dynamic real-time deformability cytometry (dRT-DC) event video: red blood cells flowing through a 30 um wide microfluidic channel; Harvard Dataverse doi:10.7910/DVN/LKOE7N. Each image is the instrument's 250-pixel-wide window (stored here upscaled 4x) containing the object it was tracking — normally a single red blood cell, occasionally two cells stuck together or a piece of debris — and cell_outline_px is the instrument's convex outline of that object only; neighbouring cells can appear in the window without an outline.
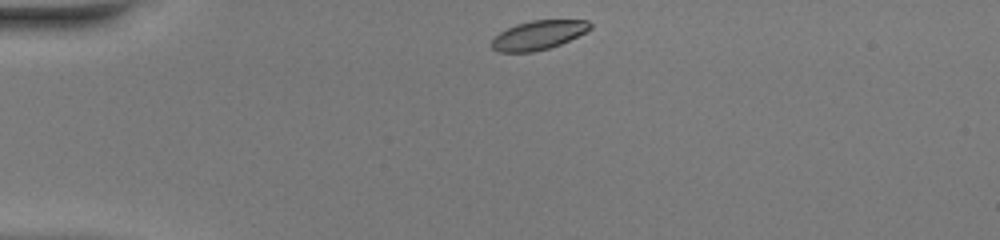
{"species": "common noctule bat (a hibernating species)", "species_latin": "Nyctalus noctula", "temperature_condition": "warm", "stored_images_in_passage": 40, "camera_frame_rate_fps": 3000, "um_per_image_px": 0.085, "animal": {"sex": "female", "body_mass_g": 20.0, "forearm_length_mm": 54.0}, "frame": {"image": 1, "passage_image": 1, "time_ms": 0.0, "image_size_px": [1000, 240], "cell_outline_px": [[592, 28], [560, 44], [548, 48], [532, 52], [496, 52], [492, 48], [492, 40], [500, 32], [516, 24], [532, 20], [588, 20], [592, 24]], "centroid_in_image_um": [45.75, 2.98], "position_along_channel_um": 39.3, "area_um2": 16.47}}
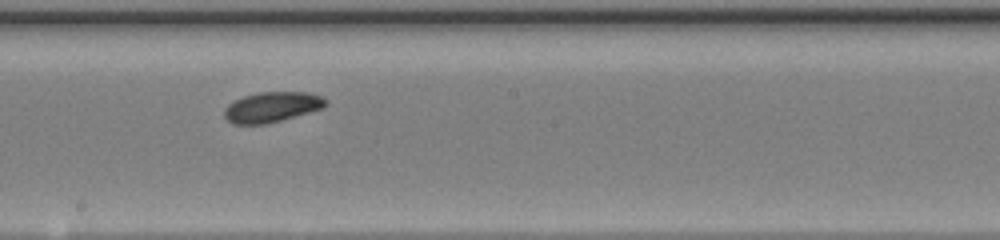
{"frame": {"image": 2, "passage_image": 18, "time_ms": 5.667, "image_size_px": [1000, 240], "cell_outline_px": [[328, 104], [324, 108], [280, 120], [264, 124], [232, 124], [224, 116], [224, 108], [228, 104], [244, 96], [260, 92], [308, 92], [320, 96], [328, 100]], "centroid_in_image_um": [23.13, 9.09], "position_along_channel_um": 225.1, "area_um2": 17.8}}
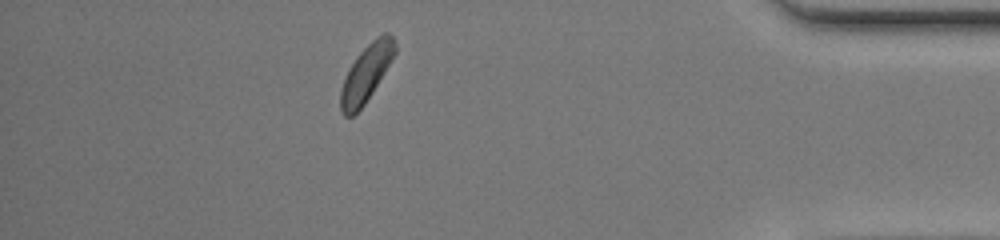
{"frame": {"image": 3, "passage_image": 34, "time_ms": 11.0, "image_size_px": [1000, 240], "cell_outline_px": [[396, 52], [372, 92], [364, 104], [352, 116], [344, 116], [340, 112], [340, 88], [348, 68], [356, 56], [372, 40], [384, 32], [388, 32], [392, 36], [396, 44]], "centroid_in_image_um": [31.1, 6.22], "position_along_channel_um": 404.1, "area_um2": 17.86}, "authors_computed_cell_mechanics": {"area_um2": 17.8024, "velocity_mm_per_s": 4.0813, "shape_relaxation_time_tau1_ms": 3.9312, "shape_relaxation_time_tau2_ms": null, "deformation_change_tau1": 0.0836, "deformation_change_tau2": null}}